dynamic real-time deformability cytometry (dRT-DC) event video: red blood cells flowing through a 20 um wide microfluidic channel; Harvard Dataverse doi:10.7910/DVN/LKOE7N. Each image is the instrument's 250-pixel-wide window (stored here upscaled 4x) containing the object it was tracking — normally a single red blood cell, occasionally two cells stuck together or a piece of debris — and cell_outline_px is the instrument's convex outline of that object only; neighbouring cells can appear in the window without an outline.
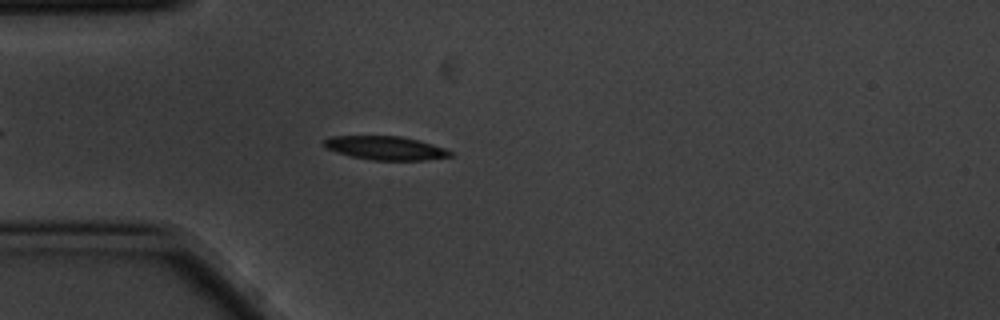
{"species": "common noctule bat (a hibernating species)", "species_latin": "Nyctalus noctula", "temperature_condition": "cold", "stored_images_in_passage": 2, "camera_frame_rate_fps": 3000, "um_per_image_px": 0.085, "animal": {"sex": "male", "body_mass_g": 20.1, "forearm_length_mm": 53.5}, "frame": {"image": 1, "passage_image": 2, "time_ms": 0.333, "image_size_px": [1000, 320], "cell_outline_px": [[452, 156], [424, 160], [372, 160], [352, 156], [336, 152], [328, 148], [324, 144], [324, 140], [332, 136], [400, 136], [432, 144], [444, 148], [452, 152]], "centroid_in_image_um": [32.78, 12.58], "position_along_channel_um": 52.2, "area_um2": 17.11}}